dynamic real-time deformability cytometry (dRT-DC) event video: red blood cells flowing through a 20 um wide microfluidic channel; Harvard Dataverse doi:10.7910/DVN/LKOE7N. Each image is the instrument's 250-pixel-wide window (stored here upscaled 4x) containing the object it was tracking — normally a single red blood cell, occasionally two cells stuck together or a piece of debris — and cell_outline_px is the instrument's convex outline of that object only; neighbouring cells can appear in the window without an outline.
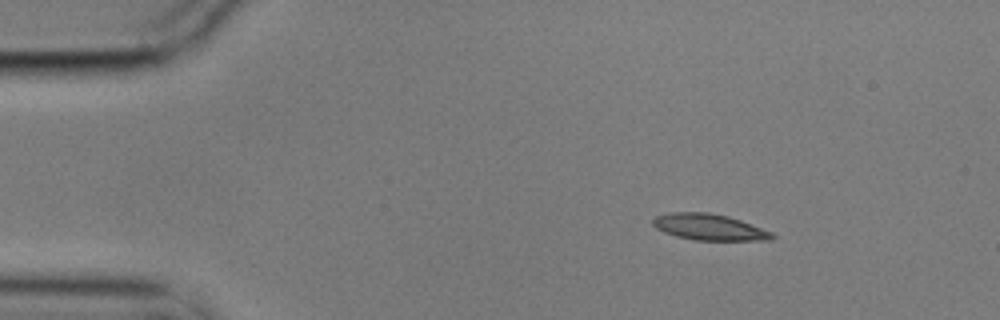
{"species": "common noctule bat (a hibernating species)", "species_latin": "Nyctalus noctula", "temperature_condition": "cold", "stored_images_in_passage": 13, "camera_frame_rate_fps": 3000, "um_per_image_px": 0.085, "animal": {"sex": "male", "body_mass_g": 17.9}, "frame": {"image": 1, "passage_image": 3, "time_ms": 0.667, "image_size_px": [1000, 320], "cell_outline_px": [[776, 236], [772, 240], [696, 240], [676, 236], [664, 232], [656, 228], [652, 224], [652, 220], [656, 216], [672, 212], [708, 212], [728, 216], [740, 220], [772, 232]], "centroid_in_image_um": [60.28, 19.3], "position_along_channel_um": 24.7, "area_um2": 18.15}}
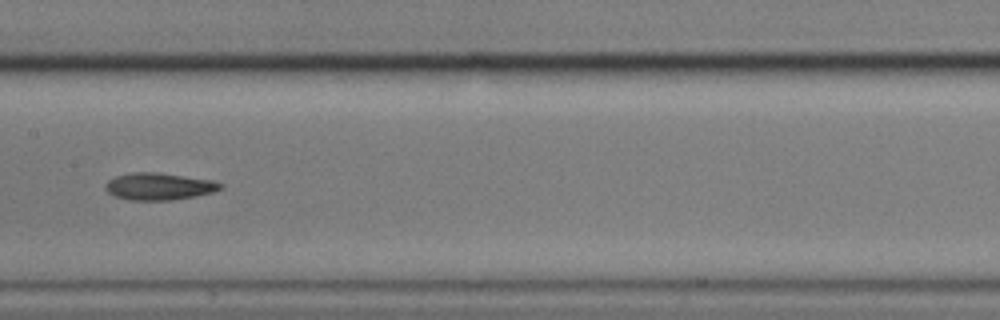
{"frame": {"image": 2, "passage_image": 7, "time_ms": 2.0, "image_size_px": [1000, 320], "cell_outline_px": [[224, 188], [212, 192], [196, 196], [172, 200], [128, 200], [116, 196], [108, 192], [104, 188], [104, 184], [108, 180], [116, 176], [132, 172], [160, 172], [212, 180], [224, 184]], "centroid_in_image_um": [13.52, 15.84], "position_along_channel_um": 193.9, "area_um2": 18.32}}
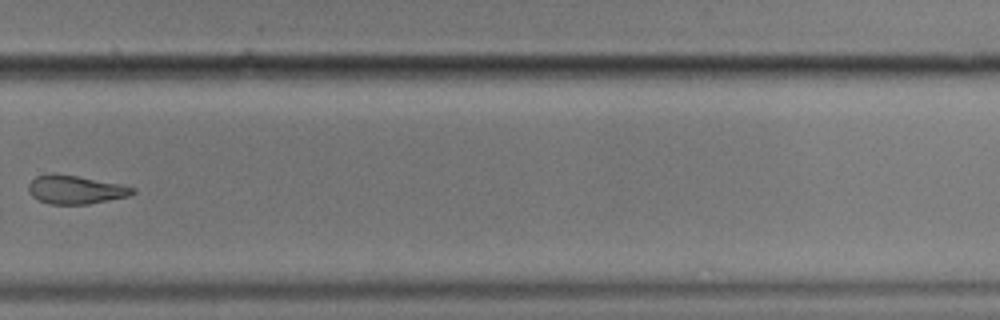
{"frame": {"image": 3, "passage_image": 10, "time_ms": 3.0, "image_size_px": [1000, 320], "cell_outline_px": [[136, 192], [128, 196], [88, 204], [48, 204], [32, 196], [28, 192], [28, 184], [36, 176], [52, 172], [76, 176], [120, 184], [136, 188]], "centroid_in_image_um": [6.39, 16.11], "position_along_channel_um": 323.4, "area_um2": 17.28}}